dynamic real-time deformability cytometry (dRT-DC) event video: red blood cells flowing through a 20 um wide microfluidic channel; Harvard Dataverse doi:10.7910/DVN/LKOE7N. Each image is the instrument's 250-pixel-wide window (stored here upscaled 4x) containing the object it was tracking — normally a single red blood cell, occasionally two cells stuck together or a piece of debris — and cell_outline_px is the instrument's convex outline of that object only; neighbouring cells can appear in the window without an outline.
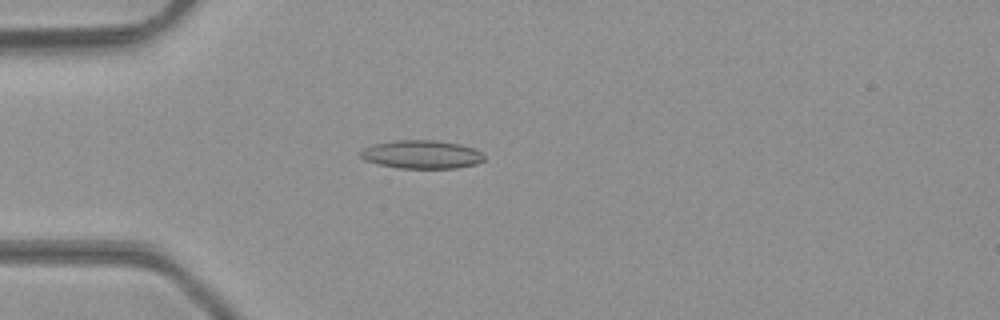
{"species": "common noctule bat (a hibernating species)", "species_latin": "Nyctalus noctula", "temperature_condition": "room temperature", "stored_images_in_passage": 3, "camera_frame_rate_fps": 3000, "um_per_image_px": 0.085, "animal": {"sex": "male", "body_mass_g": 23.1, "forearm_length_mm": 52.7}, "frame": {"image": 1, "passage_image": 3, "time_ms": 0.667, "image_size_px": [1000, 320], "cell_outline_px": [[484, 160], [476, 164], [456, 168], [400, 168], [376, 164], [364, 160], [360, 156], [360, 152], [364, 148], [372, 144], [396, 140], [436, 140], [460, 144], [472, 148], [480, 152], [484, 156]], "centroid_in_image_um": [35.81, 13.13], "position_along_channel_um": 49.2, "area_um2": 20.46}}